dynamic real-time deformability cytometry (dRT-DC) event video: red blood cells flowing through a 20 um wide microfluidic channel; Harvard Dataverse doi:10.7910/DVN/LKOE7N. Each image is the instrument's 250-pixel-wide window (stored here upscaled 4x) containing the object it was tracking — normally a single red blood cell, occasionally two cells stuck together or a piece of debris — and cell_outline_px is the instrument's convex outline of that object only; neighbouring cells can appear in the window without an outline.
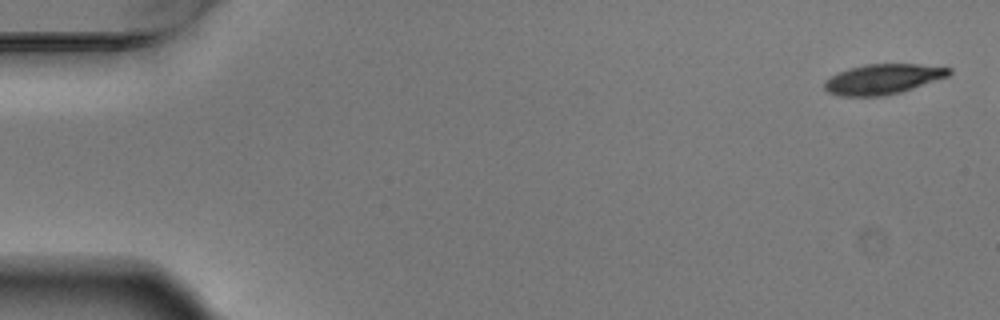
{"species": "Egyptian fruit bat (a non-hibernating species)", "species_latin": "Rousettus aegyptiacus", "temperature_condition": "warm", "stored_images_in_passage": 5, "camera_frame_rate_fps": 3000, "um_per_image_px": 0.085, "animal": {"sex": "male"}, "frame": {"image": 1, "passage_image": 1, "time_ms": 0.0, "image_size_px": [1000, 320], "cell_outline_px": [[952, 72], [948, 76], [900, 92], [884, 96], [840, 96], [828, 92], [824, 88], [824, 80], [840, 72], [864, 64], [916, 64], [952, 68]], "centroid_in_image_um": [75.04, 6.73], "position_along_channel_um": 10.0, "area_um2": 21.62}}
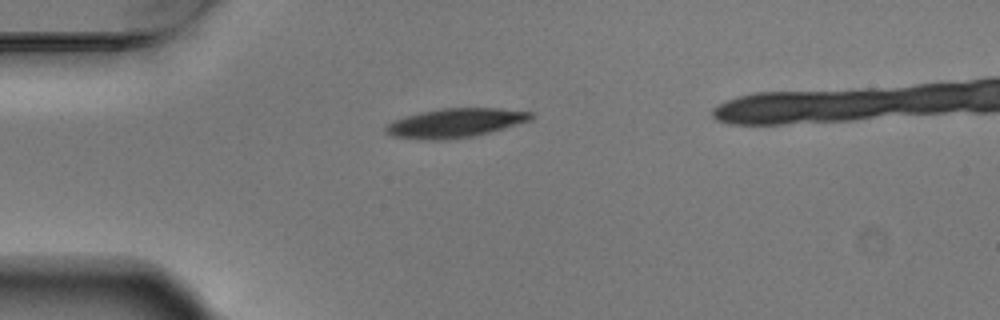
{"frame": {"image": 2, "passage_image": 4, "time_ms": 1.0, "image_size_px": [1000, 320], "cell_outline_px": [[532, 120], [504, 128], [472, 136], [440, 140], [432, 140], [392, 136], [384, 132], [384, 128], [392, 120], [420, 112], [444, 108], [500, 108], [532, 112]], "centroid_in_image_um": [38.68, 10.44], "position_along_channel_um": 46.3, "area_um2": 24.39}}